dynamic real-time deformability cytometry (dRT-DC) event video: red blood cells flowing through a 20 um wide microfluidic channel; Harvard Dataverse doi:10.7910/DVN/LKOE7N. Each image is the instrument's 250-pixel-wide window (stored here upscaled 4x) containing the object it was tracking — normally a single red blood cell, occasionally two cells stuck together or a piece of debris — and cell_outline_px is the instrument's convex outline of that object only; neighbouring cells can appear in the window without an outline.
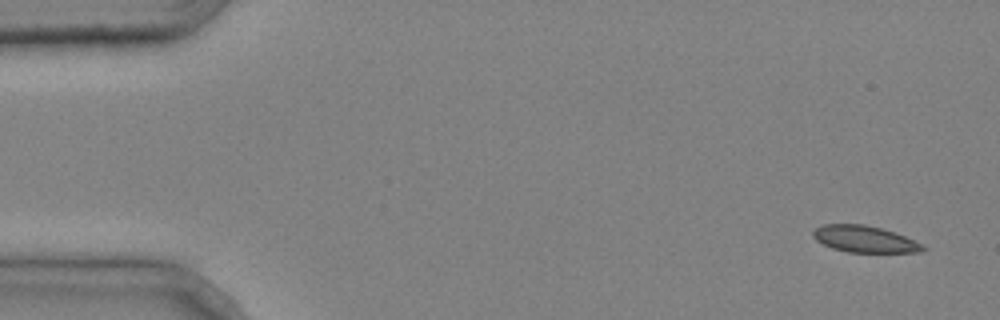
{"species": "common noctule bat (a hibernating species)", "species_latin": "Nyctalus noctula", "temperature_condition": "cold", "stored_images_in_passage": 3, "camera_frame_rate_fps": 3000, "um_per_image_px": 0.085, "animal": {"sex": "male", "body_mass_g": 20.4}, "frame": {"image": 1, "passage_image": 1, "time_ms": 0.0, "image_size_px": [1000, 320], "cell_outline_px": [[928, 248], [920, 252], [848, 252], [832, 248], [816, 240], [812, 236], [812, 232], [820, 224], [864, 224], [880, 228], [904, 236]], "centroid_in_image_um": [73.44, 20.32], "position_along_channel_um": 11.6, "area_um2": 16.82}}
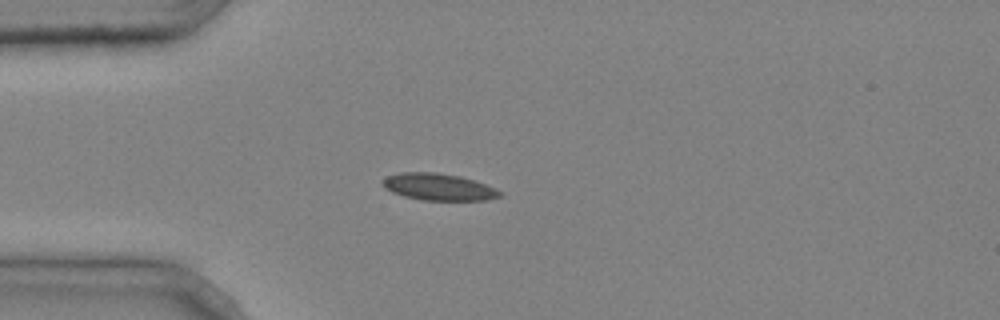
{"frame": {"image": 2, "passage_image": 2, "time_ms": 0.333, "image_size_px": [1000, 320], "cell_outline_px": [[504, 196], [488, 200], [420, 200], [404, 196], [392, 192], [384, 188], [384, 180], [388, 176], [400, 172], [436, 172], [460, 176], [496, 188], [504, 192]], "centroid_in_image_um": [37.33, 15.9], "position_along_channel_um": 47.7, "area_um2": 18.38}}